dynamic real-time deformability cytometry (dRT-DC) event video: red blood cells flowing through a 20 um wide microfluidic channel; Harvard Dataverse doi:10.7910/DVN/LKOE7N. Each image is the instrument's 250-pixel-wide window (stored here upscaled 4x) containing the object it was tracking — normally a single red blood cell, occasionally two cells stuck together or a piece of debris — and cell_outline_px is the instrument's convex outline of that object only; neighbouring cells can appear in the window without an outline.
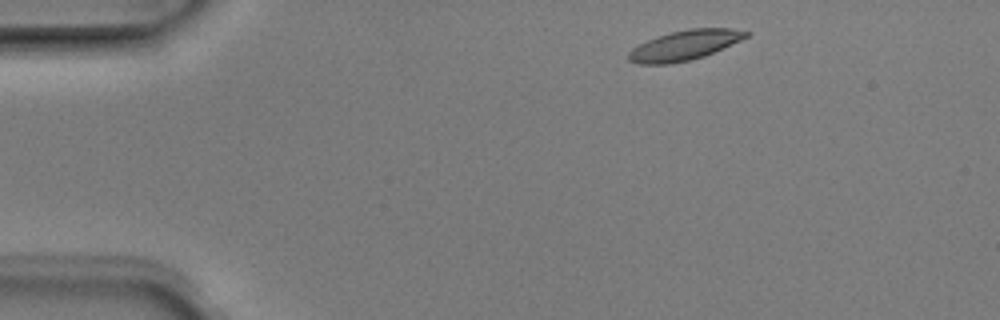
{"species": "Egyptian fruit bat (a non-hibernating species)", "species_latin": "Rousettus aegyptiacus", "temperature_condition": "room temperature", "stored_images_in_passage": 3, "camera_frame_rate_fps": 3000, "um_per_image_px": 0.085, "animal": {"sex": "male"}, "frame": {"image": 1, "passage_image": 1, "time_ms": 0.0, "image_size_px": [1000, 320], "cell_outline_px": [[752, 32], [748, 36], [740, 40], [704, 56], [692, 60], [668, 64], [640, 64], [628, 60], [628, 52], [632, 48], [656, 36], [688, 28], [732, 28]], "centroid_in_image_um": [58.18, 3.84], "position_along_channel_um": 26.8, "area_um2": 20.4}}